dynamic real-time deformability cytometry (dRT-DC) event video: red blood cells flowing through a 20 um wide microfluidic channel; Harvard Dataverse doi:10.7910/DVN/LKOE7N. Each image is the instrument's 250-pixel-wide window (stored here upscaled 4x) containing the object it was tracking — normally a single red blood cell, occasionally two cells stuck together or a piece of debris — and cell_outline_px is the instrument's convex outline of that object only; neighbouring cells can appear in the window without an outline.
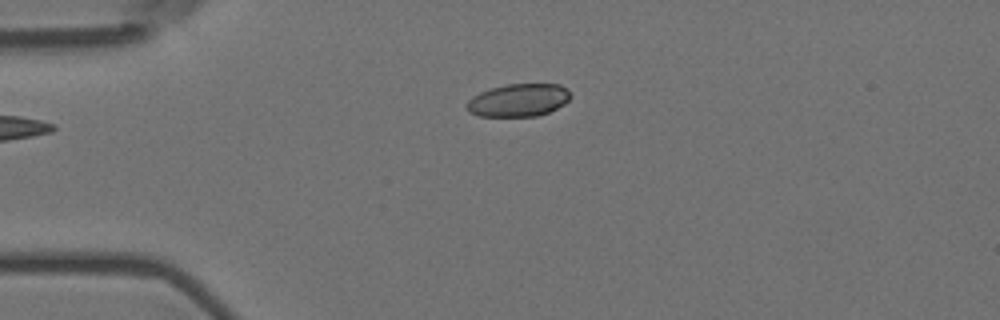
{"species": "Egyptian fruit bat (a non-hibernating species)", "species_latin": "Rousettus aegyptiacus", "temperature_condition": "room temperature", "stored_images_in_passage": 4, "camera_frame_rate_fps": 3000, "um_per_image_px": 0.085, "animal": {"sex": "female"}, "frame": {"image": 1, "passage_image": 4, "time_ms": 1.0, "image_size_px": [1000, 320], "cell_outline_px": [[572, 96], [564, 104], [548, 112], [536, 116], [480, 116], [468, 112], [464, 104], [472, 96], [480, 92], [492, 88], [508, 84], [560, 84], [568, 88]], "centroid_in_image_um": [44.06, 8.51], "position_along_channel_um": 40.9, "area_um2": 19.94}}